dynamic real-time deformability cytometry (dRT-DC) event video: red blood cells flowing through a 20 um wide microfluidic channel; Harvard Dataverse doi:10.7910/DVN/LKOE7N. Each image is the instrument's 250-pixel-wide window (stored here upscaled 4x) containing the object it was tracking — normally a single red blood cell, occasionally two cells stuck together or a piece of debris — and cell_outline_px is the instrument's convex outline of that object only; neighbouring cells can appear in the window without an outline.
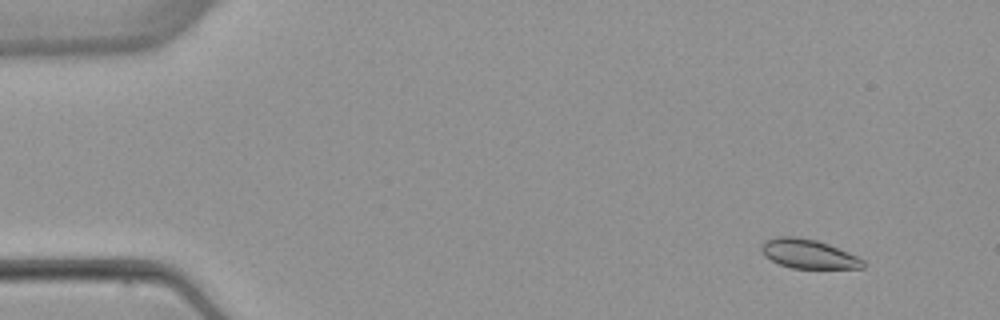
{"species": "common noctule bat (a hibernating species)", "species_latin": "Nyctalus noctula", "temperature_condition": "warm", "stored_images_in_passage": 4, "camera_frame_rate_fps": 3000, "um_per_image_px": 0.085, "animal": {"sex": "female", "body_mass_g": 22.7, "forearm_length_mm": 54.2}, "frame": {"image": 1, "passage_image": 1, "time_ms": 0.0, "image_size_px": [1000, 320], "cell_outline_px": [[864, 268], [792, 268], [780, 264], [764, 256], [760, 248], [764, 240], [776, 236], [796, 236], [816, 240], [828, 244], [848, 252], [864, 260]], "centroid_in_image_um": [68.68, 21.57], "position_along_channel_um": 16.3, "area_um2": 17.22}}
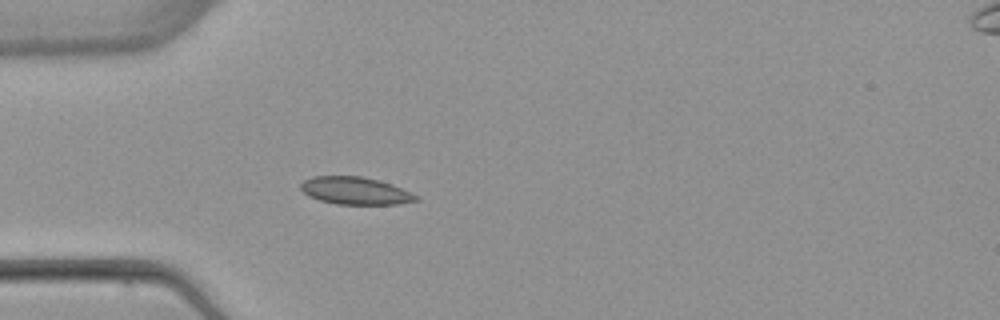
{"frame": {"image": 2, "passage_image": 4, "time_ms": 3.667, "image_size_px": [1000, 320], "cell_outline_px": [[420, 200], [396, 204], [336, 204], [320, 200], [308, 196], [300, 188], [300, 184], [304, 180], [312, 176], [360, 176], [380, 180], [392, 184], [412, 192], [420, 196]], "centroid_in_image_um": [30.23, 16.21], "position_along_channel_um": 54.8, "area_um2": 18.61}}